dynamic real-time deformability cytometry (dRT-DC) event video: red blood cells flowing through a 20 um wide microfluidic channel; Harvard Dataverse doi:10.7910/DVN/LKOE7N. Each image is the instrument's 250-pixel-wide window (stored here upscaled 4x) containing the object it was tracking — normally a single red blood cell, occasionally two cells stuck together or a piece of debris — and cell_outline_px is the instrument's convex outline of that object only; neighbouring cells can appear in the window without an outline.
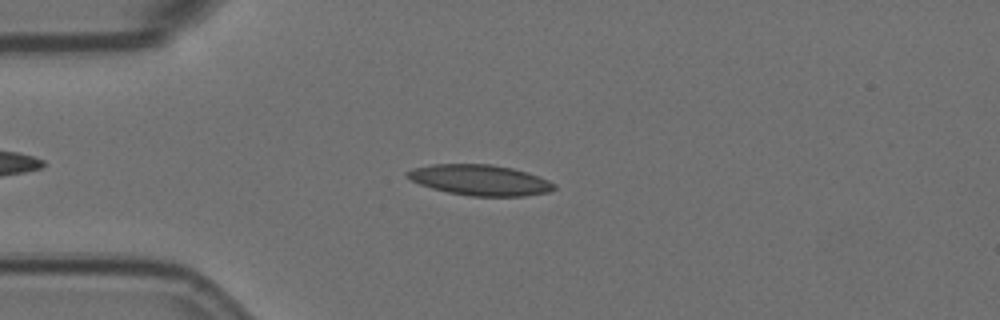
{"species": "Egyptian fruit bat (a non-hibernating species)", "species_latin": "Rousettus aegyptiacus", "temperature_condition": "room temperature", "stored_images_in_passage": 8, "camera_frame_rate_fps": 3000, "um_per_image_px": 0.085, "animal": {"sex": "female"}, "frame": {"image": 1, "passage_image": 2, "time_ms": 0.333, "image_size_px": [1000, 320], "cell_outline_px": [[556, 188], [548, 192], [524, 196], [472, 196], [448, 192], [432, 188], [420, 184], [404, 176], [404, 172], [412, 168], [432, 164], [492, 164], [512, 168], [528, 172], [548, 180], [556, 184]], "centroid_in_image_um": [40.78, 15.3], "position_along_channel_um": 44.2, "area_um2": 26.3}}
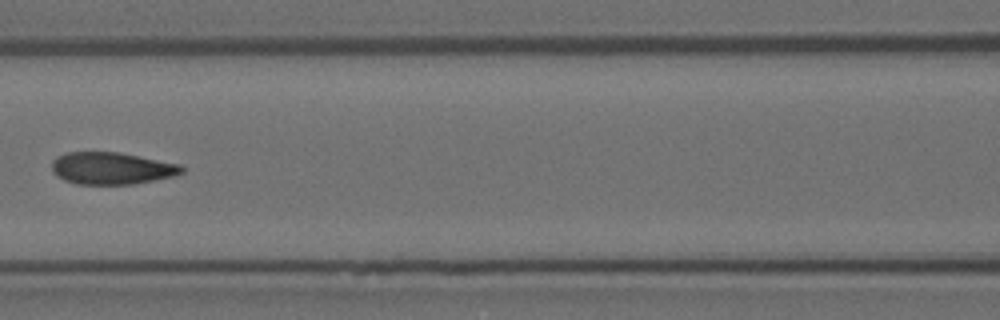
{"frame": {"image": 2, "passage_image": 5, "time_ms": 1.333, "image_size_px": [1000, 320], "cell_outline_px": [[184, 172], [176, 176], [132, 184], [76, 184], [64, 180], [56, 176], [52, 172], [52, 160], [56, 156], [68, 152], [120, 152], [180, 164], [184, 168]], "centroid_in_image_um": [9.48, 14.3], "position_along_channel_um": 157.1, "area_um2": 24.51}}
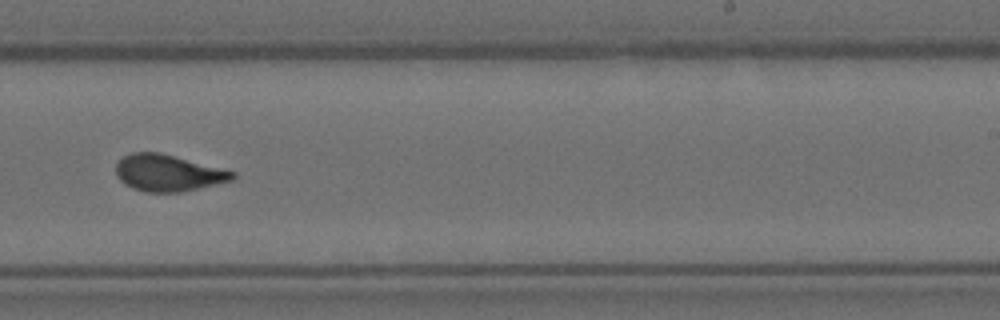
{"frame": {"image": 3, "passage_image": 8, "time_ms": 2.333, "image_size_px": [1000, 320], "cell_outline_px": [[236, 176], [232, 180], [180, 192], [144, 192], [132, 188], [124, 184], [116, 176], [116, 164], [124, 156], [132, 152], [160, 152], [236, 172]], "centroid_in_image_um": [14.25, 14.7], "position_along_channel_um": 274.7, "area_um2": 24.74}}